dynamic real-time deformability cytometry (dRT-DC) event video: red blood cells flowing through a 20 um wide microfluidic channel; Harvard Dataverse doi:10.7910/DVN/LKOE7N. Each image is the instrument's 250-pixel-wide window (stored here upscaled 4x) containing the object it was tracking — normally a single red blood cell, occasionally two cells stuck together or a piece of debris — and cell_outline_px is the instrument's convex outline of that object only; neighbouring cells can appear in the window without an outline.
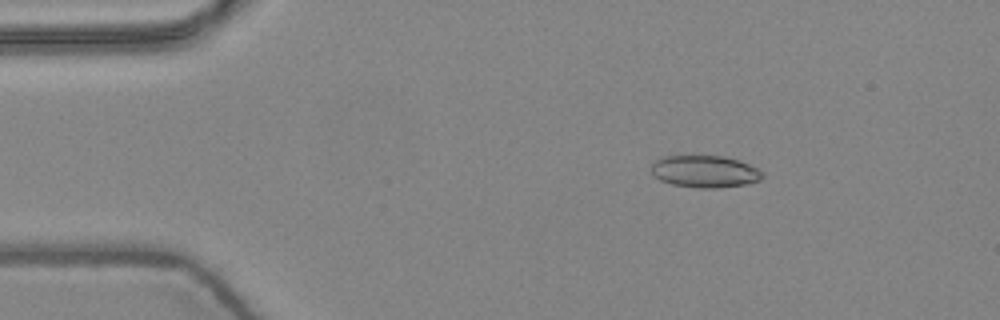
{"species": "common noctule bat (a hibernating species)", "species_latin": "Nyctalus noctula", "temperature_condition": "warm", "stored_images_in_passage": 3, "camera_frame_rate_fps": 3000, "um_per_image_px": 0.085, "animal": {"sex": "female", "body_mass_g": 24.6, "forearm_length_mm": 56.2}, "frame": {"image": 1, "passage_image": 2, "time_ms": 0.333, "image_size_px": [1000, 320], "cell_outline_px": [[764, 176], [760, 180], [744, 184], [716, 188], [700, 188], [672, 184], [660, 180], [648, 168], [656, 160], [664, 156], [724, 156], [740, 160], [764, 172]], "centroid_in_image_um": [59.91, 14.57], "position_along_channel_um": 25.1, "area_um2": 20.75}}